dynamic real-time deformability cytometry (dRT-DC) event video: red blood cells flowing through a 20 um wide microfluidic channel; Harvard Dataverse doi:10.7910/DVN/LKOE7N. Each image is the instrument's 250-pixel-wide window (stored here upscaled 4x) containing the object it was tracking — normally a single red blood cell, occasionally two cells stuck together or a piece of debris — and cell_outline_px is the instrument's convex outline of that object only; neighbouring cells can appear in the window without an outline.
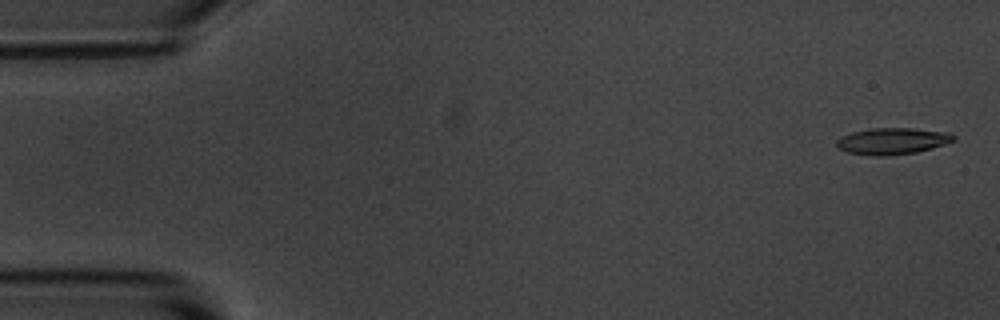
{"species": "common noctule bat (a hibernating species)", "species_latin": "Nyctalus noctula", "temperature_condition": "room temperature", "stored_images_in_passage": 6, "camera_frame_rate_fps": 3000, "um_per_image_px": 0.085, "animal": {"sex": "male", "body_mass_g": 20.1, "forearm_length_mm": 53.5}, "frame": {"image": 1, "passage_image": 1, "time_ms": 0.0, "image_size_px": [1000, 320], "cell_outline_px": [[956, 140], [932, 148], [916, 152], [888, 156], [876, 156], [848, 152], [840, 148], [836, 144], [836, 140], [840, 136], [852, 132], [872, 128], [912, 128], [948, 132], [956, 136]], "centroid_in_image_um": [75.86, 11.99], "position_along_channel_um": 9.1, "area_um2": 18.09}}